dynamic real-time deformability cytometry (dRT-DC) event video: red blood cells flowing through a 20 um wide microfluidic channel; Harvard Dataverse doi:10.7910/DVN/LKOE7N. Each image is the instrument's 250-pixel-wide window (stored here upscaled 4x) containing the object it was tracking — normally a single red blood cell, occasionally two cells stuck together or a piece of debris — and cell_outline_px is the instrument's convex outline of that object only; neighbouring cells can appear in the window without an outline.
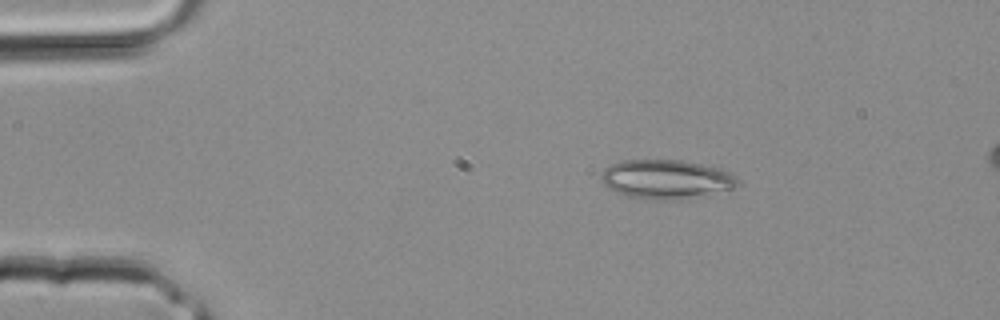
{"species": "common noctule bat (a hibernating species)", "species_latin": "Nyctalus noctula", "temperature_condition": "room temperature", "stored_images_in_passage": 3, "camera_frame_rate_fps": 3000, "um_per_image_px": 0.085, "animal": {"sex": "male", "body_mass_g": 20.4}, "frame": {"image": 1, "passage_image": 1, "time_ms": 0.0, "image_size_px": [1000, 320], "cell_outline_px": [[736, 180], [728, 188], [680, 200], [652, 200], [628, 196], [616, 192], [608, 188], [600, 180], [600, 176], [604, 168], [620, 160], [684, 160], [704, 164], [720, 168], [736, 176]], "centroid_in_image_um": [56.51, 15.22], "position_along_channel_um": 28.5, "area_um2": 30.75}}